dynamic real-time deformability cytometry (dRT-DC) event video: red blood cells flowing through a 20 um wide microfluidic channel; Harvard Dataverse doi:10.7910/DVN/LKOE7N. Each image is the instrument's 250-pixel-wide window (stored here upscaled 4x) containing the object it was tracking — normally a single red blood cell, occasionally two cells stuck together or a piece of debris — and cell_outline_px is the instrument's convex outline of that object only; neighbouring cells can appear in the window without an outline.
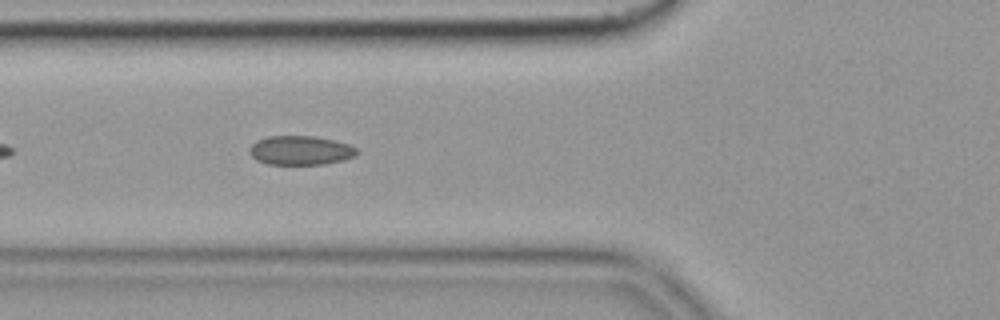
{"species": "common noctule bat (a hibernating species)", "species_latin": "Nyctalus noctula", "temperature_condition": "cold", "stored_images_in_passage": 43, "camera_frame_rate_fps": 3000, "um_per_image_px": 0.085, "animal": {"sex": "female", "body_mass_g": 19.9}, "frame": {"image": 1, "passage_image": 7, "time_ms": 2.0, "image_size_px": [1000, 320], "cell_outline_px": [[360, 152], [356, 156], [344, 160], [324, 164], [268, 164], [256, 160], [248, 152], [248, 148], [256, 140], [268, 136], [312, 136], [336, 140], [348, 144], [356, 148]], "centroid_in_image_um": [25.55, 12.78], "position_along_channel_um": 100.3, "area_um2": 18.44}, "authors_computed_cell_mechanics": {"area_um2": 18.4382, "velocity_mm_per_s": 3.6326, "shape_relaxation_time_tau1_ms": null, "shape_relaxation_time_tau2_ms": 1.699, "deformation_change_tau1": null, "deformation_change_tau2": 0.0646}}